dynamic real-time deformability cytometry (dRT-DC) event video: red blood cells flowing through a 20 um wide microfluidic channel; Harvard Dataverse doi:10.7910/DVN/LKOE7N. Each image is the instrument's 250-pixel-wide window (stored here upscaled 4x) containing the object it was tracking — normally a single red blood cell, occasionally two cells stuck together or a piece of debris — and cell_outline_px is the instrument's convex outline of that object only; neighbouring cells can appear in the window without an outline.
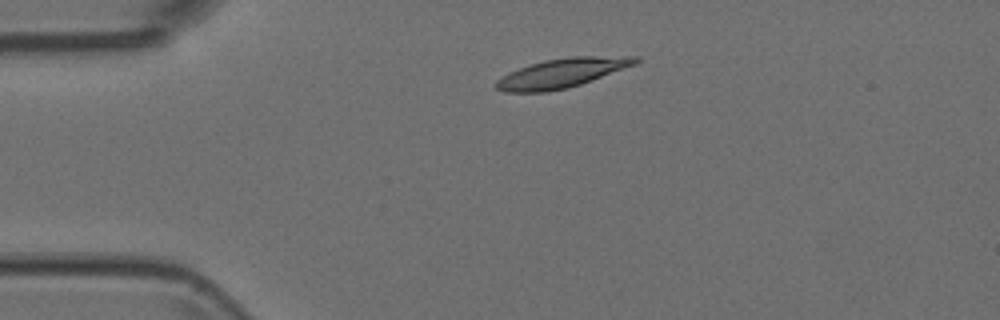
{"species": "Egyptian fruit bat (a non-hibernating species)", "species_latin": "Rousettus aegyptiacus", "temperature_condition": "room temperature", "stored_images_in_passage": 3, "camera_frame_rate_fps": 3000, "um_per_image_px": 0.085, "animal": {"sex": "female"}, "frame": {"image": 1, "passage_image": 2, "time_ms": 0.333, "image_size_px": [1000, 320], "cell_outline_px": [[640, 60], [636, 64], [592, 80], [568, 88], [544, 92], [504, 92], [496, 88], [492, 84], [496, 80], [508, 72], [544, 60], [568, 56], [640, 56]], "centroid_in_image_um": [47.75, 6.2], "position_along_channel_um": 37.3, "area_um2": 23.81}}